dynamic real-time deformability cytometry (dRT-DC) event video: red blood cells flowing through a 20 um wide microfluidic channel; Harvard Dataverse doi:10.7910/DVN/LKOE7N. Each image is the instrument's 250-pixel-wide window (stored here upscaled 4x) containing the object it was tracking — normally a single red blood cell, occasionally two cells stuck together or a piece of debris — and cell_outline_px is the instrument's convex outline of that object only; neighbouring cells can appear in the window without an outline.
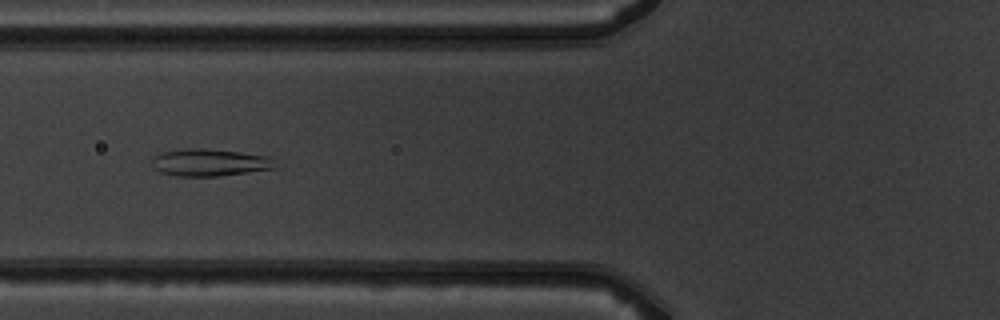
{"species": "common noctule bat (a hibernating species)", "species_latin": "Nyctalus noctula", "temperature_condition": "warm", "stored_images_in_passage": 6, "camera_frame_rate_fps": 3000, "um_per_image_px": 0.085, "animal": {"sex": "male", "body_mass_g": 19.5, "forearm_length_mm": 54.6}, "frame": {"image": 1, "passage_image": 6, "time_ms": 6.667, "image_size_px": [1000, 320], "cell_outline_px": [[276, 168], [220, 176], [176, 176], [160, 172], [152, 164], [152, 156], [160, 152], [188, 148], [204, 148], [240, 152], [268, 156]], "centroid_in_image_um": [17.76, 13.81], "position_along_channel_um": 108.0, "area_um2": 19.48}}